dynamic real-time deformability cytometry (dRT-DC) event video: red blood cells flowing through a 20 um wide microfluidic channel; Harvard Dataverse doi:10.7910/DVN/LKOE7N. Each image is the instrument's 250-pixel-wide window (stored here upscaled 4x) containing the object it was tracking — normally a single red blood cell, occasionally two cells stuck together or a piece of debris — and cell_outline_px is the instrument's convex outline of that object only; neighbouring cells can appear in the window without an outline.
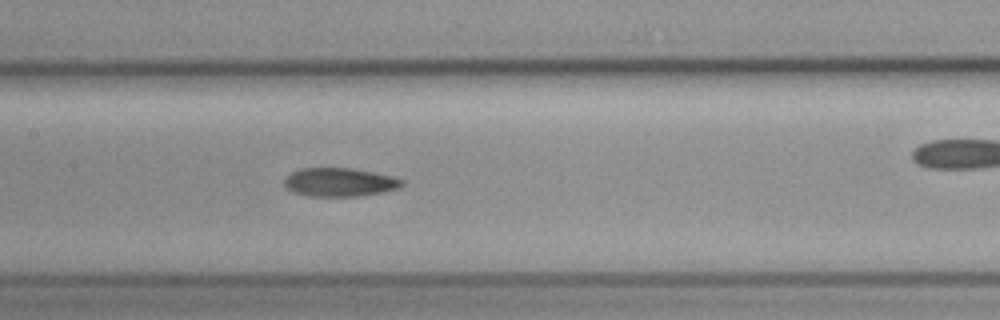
{"species": "common noctule bat (a hibernating species)", "species_latin": "Nyctalus noctula", "temperature_condition": "cold", "stored_images_in_passage": 5, "camera_frame_rate_fps": 3000, "um_per_image_px": 0.085, "animal": {"sex": "female", "body_mass_g": 19.3, "forearm_length_mm": 54.1}, "frame": {"image": 1, "passage_image": 4, "time_ms": 3.333, "image_size_px": [1000, 320], "cell_outline_px": [[404, 184], [396, 188], [384, 192], [360, 196], [308, 196], [292, 192], [284, 188], [284, 180], [292, 172], [300, 168], [352, 168], [392, 176], [404, 180]], "centroid_in_image_um": [28.84, 15.49], "position_along_channel_um": 178.6, "area_um2": 19.65}}